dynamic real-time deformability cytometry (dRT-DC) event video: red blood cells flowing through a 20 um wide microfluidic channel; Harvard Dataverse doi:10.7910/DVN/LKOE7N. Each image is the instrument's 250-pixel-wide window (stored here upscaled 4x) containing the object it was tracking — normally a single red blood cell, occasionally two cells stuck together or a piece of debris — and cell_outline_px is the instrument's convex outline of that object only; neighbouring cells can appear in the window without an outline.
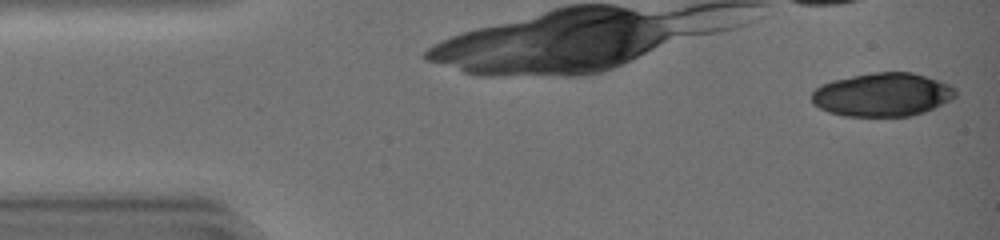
{"species": "common noctule bat (a hibernating species)", "species_latin": "Nyctalus noctula", "temperature_condition": "warm", "stored_images_in_passage": 21, "camera_frame_rate_fps": 3000, "um_per_image_px": 0.085, "animal": {"sex": "female", "body_mass_g": 19.0, "forearm_length_mm": 51.5}, "frame": {"image": 1, "passage_image": 1, "time_ms": 0.0, "image_size_px": [1000, 240], "cell_outline_px": [[956, 96], [952, 100], [924, 112], [912, 116], [844, 116], [828, 112], [812, 104], [812, 92], [820, 84], [832, 80], [852, 76], [876, 72], [912, 72], [948, 84], [956, 88]], "centroid_in_image_um": [75.0, 8.05], "position_along_channel_um": 10.0, "area_um2": 36.53}}